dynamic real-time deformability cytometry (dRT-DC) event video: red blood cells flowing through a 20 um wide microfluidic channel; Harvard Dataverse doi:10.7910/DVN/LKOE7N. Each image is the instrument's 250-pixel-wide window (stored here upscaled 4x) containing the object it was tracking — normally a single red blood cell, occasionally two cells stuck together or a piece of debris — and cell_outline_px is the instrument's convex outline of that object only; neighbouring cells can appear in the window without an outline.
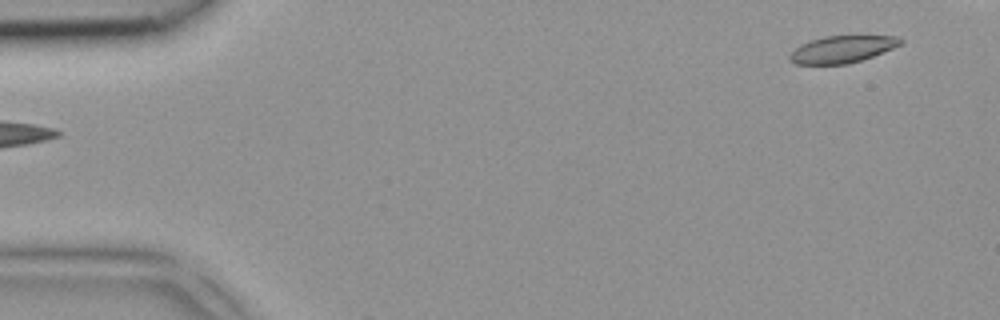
{"species": "common noctule bat (a hibernating species)", "species_latin": "Nyctalus noctula", "temperature_condition": "room temperature", "stored_images_in_passage": 4, "segment_of_instrument_passage": [2, 2], "camera_frame_rate_fps": 3000, "um_per_image_px": 0.085, "animal": {"sex": "female", "body_mass_g": 18.4}, "frame": {"image": 1, "passage_image": 4, "time_ms": 1.0, "image_size_px": [1000, 320], "cell_outline_px": [[904, 40], [900, 44], [892, 48], [872, 56], [848, 64], [796, 64], [788, 60], [788, 56], [800, 44], [824, 36], [896, 36]], "centroid_in_image_um": [71.54, 4.19], "position_along_channel_um": 13.5, "area_um2": 17.22}}